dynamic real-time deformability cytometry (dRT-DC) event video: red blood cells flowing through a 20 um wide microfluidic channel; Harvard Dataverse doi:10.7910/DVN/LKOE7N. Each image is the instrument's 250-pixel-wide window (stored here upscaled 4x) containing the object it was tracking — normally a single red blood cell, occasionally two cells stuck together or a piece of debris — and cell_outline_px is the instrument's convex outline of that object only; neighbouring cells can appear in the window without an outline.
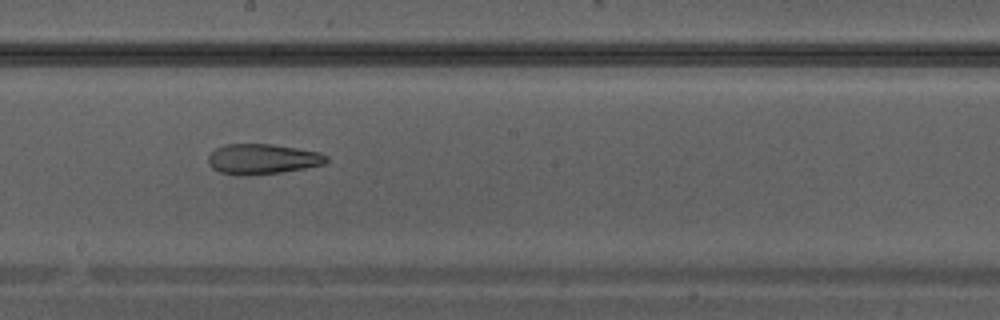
{"species": "Egyptian fruit bat (a non-hibernating species)", "species_latin": "Rousettus aegyptiacus", "temperature_condition": "warm", "stored_images_in_passage": 24, "camera_frame_rate_fps": 3000, "um_per_image_px": 0.085, "animal": {"sex": "male"}, "frame": {"image": 1, "passage_image": 14, "time_ms": 4.333, "image_size_px": [1000, 320], "cell_outline_px": [[328, 160], [324, 164], [304, 168], [280, 172], [244, 176], [240, 176], [220, 172], [212, 168], [208, 164], [208, 156], [216, 148], [224, 144], [272, 144], [320, 152], [328, 156]], "centroid_in_image_um": [22.29, 13.52], "position_along_channel_um": 225.9, "area_um2": 20.87}}